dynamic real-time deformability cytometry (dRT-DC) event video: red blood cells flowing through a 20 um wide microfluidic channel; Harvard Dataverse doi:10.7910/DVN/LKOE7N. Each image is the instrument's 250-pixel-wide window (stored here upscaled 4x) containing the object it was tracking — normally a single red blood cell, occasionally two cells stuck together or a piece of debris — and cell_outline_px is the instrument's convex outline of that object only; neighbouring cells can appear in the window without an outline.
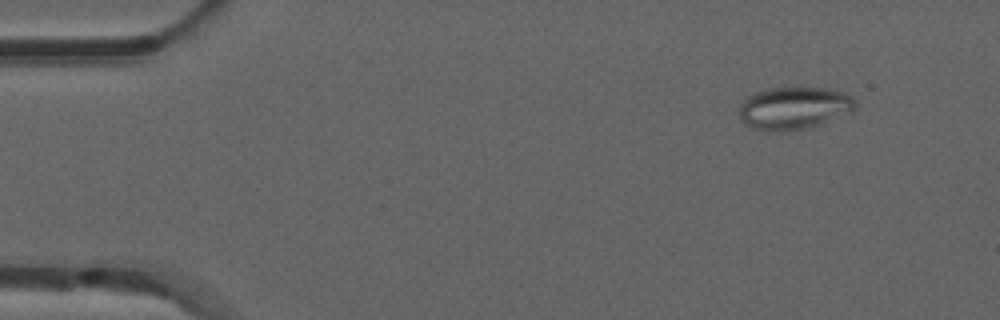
{"species": "common noctule bat (a hibernating species)", "species_latin": "Nyctalus noctula", "temperature_condition": "room temperature", "stored_images_in_passage": 52, "camera_frame_rate_fps": 3000, "um_per_image_px": 0.085, "animal": {"sex": "male", "forearm_length_mm": 52.5}, "frame": {"image": 1, "passage_image": 5, "time_ms": 1.333, "image_size_px": [1000, 320], "cell_outline_px": [[856, 108], [852, 112], [820, 124], [808, 128], [784, 132], [772, 132], [752, 128], [744, 124], [740, 120], [740, 104], [748, 96], [756, 92], [768, 88], [828, 88], [848, 92], [856, 100]], "centroid_in_image_um": [67.52, 9.2], "position_along_channel_um": 17.5, "area_um2": 29.25}}
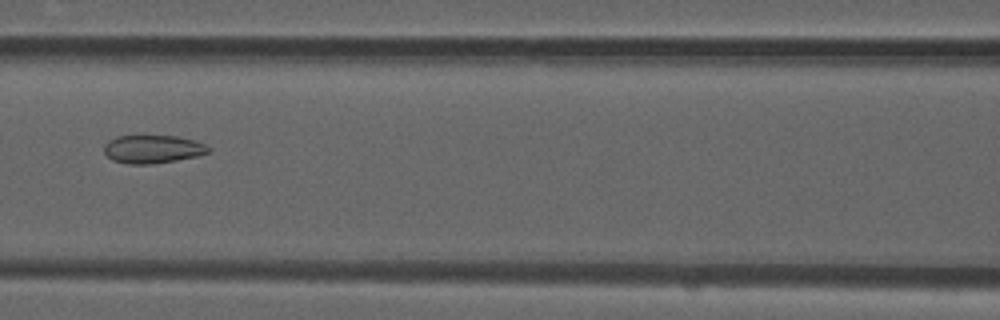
{"frame": {"image": 2, "passage_image": 23, "time_ms": 7.333, "image_size_px": [1000, 320], "cell_outline_px": [[212, 148], [208, 152], [196, 156], [176, 160], [152, 164], [128, 164], [112, 160], [104, 152], [104, 144], [108, 140], [116, 136], [176, 136], [196, 140]], "centroid_in_image_um": [12.97, 12.67], "position_along_channel_um": 153.6, "area_um2": 17.17}}
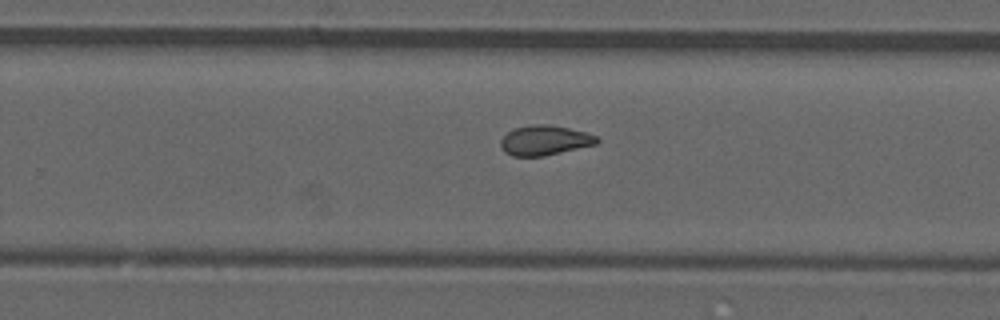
{"frame": {"image": 3, "passage_image": 33, "time_ms": 10.667, "image_size_px": [1000, 320], "cell_outline_px": [[600, 140], [596, 144], [544, 156], [512, 156], [504, 152], [500, 144], [500, 140], [508, 132], [516, 128], [532, 124], [548, 124], [568, 128], [584, 132], [596, 136]], "centroid_in_image_um": [46.28, 11.93], "position_along_channel_um": 283.5, "area_um2": 16.59}, "authors_computed_cell_mechanics": {"area_um2": 17.5134, "velocity_mm_per_s": 3.9229, "shape_relaxation_time_tau1_ms": null, "shape_relaxation_time_tau2_ms": 1.7697, "deformation_change_tau1": null, "deformation_change_tau2": 0.073}}